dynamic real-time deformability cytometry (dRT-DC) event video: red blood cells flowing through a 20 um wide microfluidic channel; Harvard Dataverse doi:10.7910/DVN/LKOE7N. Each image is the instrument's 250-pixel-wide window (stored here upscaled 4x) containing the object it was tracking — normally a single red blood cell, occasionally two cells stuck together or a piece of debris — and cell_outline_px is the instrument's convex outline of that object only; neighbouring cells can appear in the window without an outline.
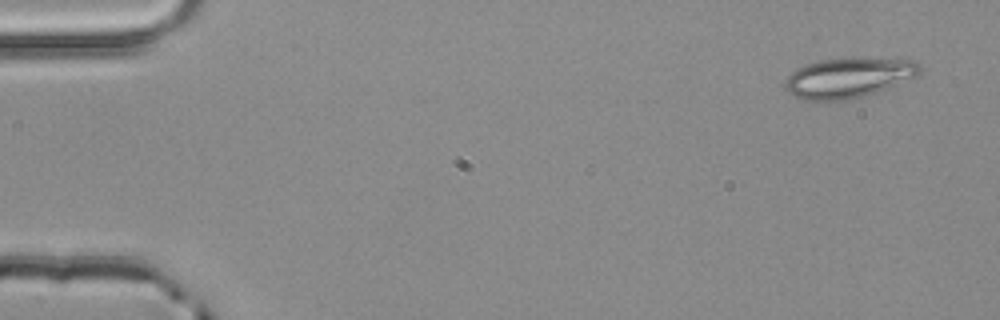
{"species": "common noctule bat (a hibernating species)", "species_latin": "Nyctalus noctula", "temperature_condition": "room temperature", "stored_images_in_passage": 2, "camera_frame_rate_fps": 3000, "um_per_image_px": 0.085, "animal": {"sex": "male", "body_mass_g": 20.4}, "frame": {"image": 1, "passage_image": 2, "time_ms": 0.333, "image_size_px": [1000, 320], "cell_outline_px": [[924, 68], [916, 76], [876, 92], [864, 96], [844, 100], [804, 100], [788, 92], [784, 88], [784, 84], [788, 76], [796, 68], [804, 64], [820, 60], [848, 56], [856, 56], [916, 60]], "centroid_in_image_um": [72.14, 6.56], "position_along_channel_um": 12.9, "area_um2": 32.08}}